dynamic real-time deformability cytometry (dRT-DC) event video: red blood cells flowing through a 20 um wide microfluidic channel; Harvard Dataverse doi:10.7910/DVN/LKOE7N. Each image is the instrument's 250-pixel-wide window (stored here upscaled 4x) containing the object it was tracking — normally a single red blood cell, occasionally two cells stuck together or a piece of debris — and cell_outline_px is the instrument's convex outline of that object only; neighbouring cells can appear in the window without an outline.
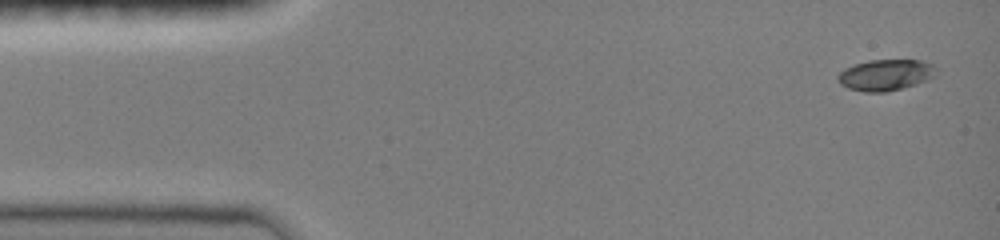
{"species": "common noctule bat (a hibernating species)", "species_latin": "Nyctalus noctula", "temperature_condition": "room temperature", "stored_images_in_passage": 26, "camera_frame_rate_fps": 3000, "um_per_image_px": 0.085, "animal": {"sex": "female", "body_mass_g": 19.0, "forearm_length_mm": 51.5}, "frame": {"image": 1, "passage_image": 1, "time_ms": 0.0, "image_size_px": [1000, 240], "cell_outline_px": [[936, 76], [928, 80], [916, 84], [884, 92], [864, 92], [848, 88], [840, 84], [836, 76], [844, 68], [852, 64], [868, 60], [924, 60], [932, 64], [936, 68]], "centroid_in_image_um": [75.27, 6.36], "position_along_channel_um": 9.7, "area_um2": 18.03}}
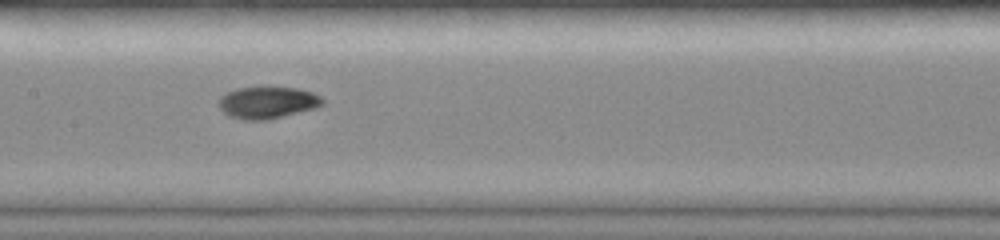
{"frame": {"image": 2, "passage_image": 13, "time_ms": 7.0, "image_size_px": [1000, 240], "cell_outline_px": [[324, 104], [316, 108], [268, 120], [244, 120], [228, 116], [220, 108], [220, 96], [224, 92], [240, 88], [296, 88], [312, 92], [320, 96], [324, 100]], "centroid_in_image_um": [22.74, 8.73], "position_along_channel_um": 184.7, "area_um2": 19.19}}
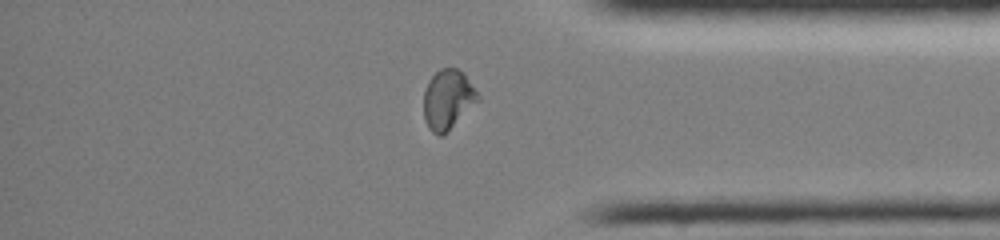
{"frame": {"image": 3, "passage_image": 22, "time_ms": 12.333, "image_size_px": [1000, 240], "cell_outline_px": [[480, 100], [440, 136], [432, 132], [428, 128], [424, 120], [424, 92], [428, 80], [440, 68], [456, 68], [464, 72], [480, 96]], "centroid_in_image_um": [38.06, 8.42], "position_along_channel_um": 397.1, "area_um2": 18.67}, "authors_computed_cell_mechanics": {"area_um2": 18.6983, "velocity_mm_per_s": 4.0672, "shape_relaxation_time_tau1_ms": 6.7575, "shape_relaxation_time_tau2_ms": 1.1548, "deformation_change_tau1": 0.2305, "deformation_change_tau2": 0.0459}}